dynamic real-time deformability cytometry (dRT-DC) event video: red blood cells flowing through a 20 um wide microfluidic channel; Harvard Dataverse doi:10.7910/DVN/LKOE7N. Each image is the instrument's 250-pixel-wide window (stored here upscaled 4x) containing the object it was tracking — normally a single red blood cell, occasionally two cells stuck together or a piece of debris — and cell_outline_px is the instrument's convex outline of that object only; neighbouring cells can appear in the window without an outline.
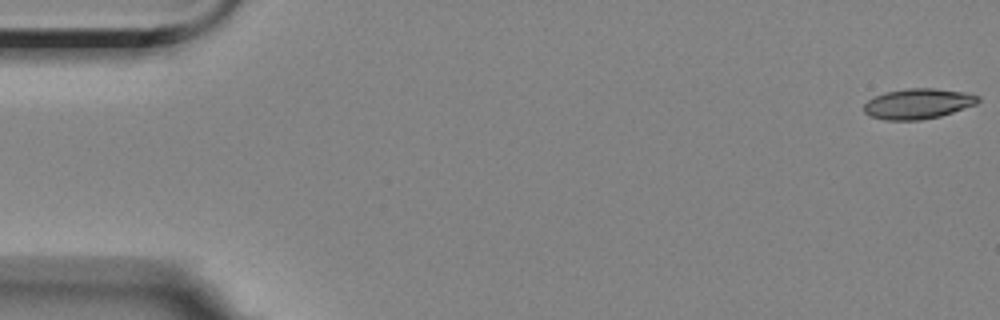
{"species": "Egyptian fruit bat (a non-hibernating species)", "species_latin": "Rousettus aegyptiacus", "temperature_condition": "room temperature", "stored_images_in_passage": 9, "camera_frame_rate_fps": 3000, "um_per_image_px": 0.085, "animal": {"sex": "female"}, "frame": {"image": 1, "passage_image": 1, "time_ms": 0.0, "image_size_px": [1000, 320], "cell_outline_px": [[980, 100], [976, 104], [940, 116], [920, 120], [884, 120], [872, 116], [864, 112], [864, 104], [872, 96], [884, 92], [904, 88], [932, 88], [964, 92], [980, 96]], "centroid_in_image_um": [78.0, 8.8], "position_along_channel_um": 7.0, "area_um2": 20.23}}